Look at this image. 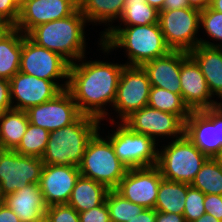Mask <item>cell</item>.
<instances>
[{
  "label": "cell",
  "instance_id": "6da1fadb",
  "mask_svg": "<svg viewBox=\"0 0 222 222\" xmlns=\"http://www.w3.org/2000/svg\"><path fill=\"white\" fill-rule=\"evenodd\" d=\"M69 66L68 87L79 112L103 121L109 116L104 105L113 106L118 82L125 64L103 61H82ZM104 108V109H103Z\"/></svg>",
  "mask_w": 222,
  "mask_h": 222
},
{
  "label": "cell",
  "instance_id": "7a4b0ae2",
  "mask_svg": "<svg viewBox=\"0 0 222 222\" xmlns=\"http://www.w3.org/2000/svg\"><path fill=\"white\" fill-rule=\"evenodd\" d=\"M99 45L104 52L124 48L128 66H142L145 62L172 51L167 45L159 23L150 25L108 27L102 31Z\"/></svg>",
  "mask_w": 222,
  "mask_h": 222
},
{
  "label": "cell",
  "instance_id": "3957f363",
  "mask_svg": "<svg viewBox=\"0 0 222 222\" xmlns=\"http://www.w3.org/2000/svg\"><path fill=\"white\" fill-rule=\"evenodd\" d=\"M86 23V18L78 8L66 18L32 28L26 36L38 46L60 54L72 64L74 60L85 58Z\"/></svg>",
  "mask_w": 222,
  "mask_h": 222
},
{
  "label": "cell",
  "instance_id": "277c9868",
  "mask_svg": "<svg viewBox=\"0 0 222 222\" xmlns=\"http://www.w3.org/2000/svg\"><path fill=\"white\" fill-rule=\"evenodd\" d=\"M100 120L81 115L74 123L51 131L42 155L45 165L79 166L88 141L100 129Z\"/></svg>",
  "mask_w": 222,
  "mask_h": 222
},
{
  "label": "cell",
  "instance_id": "5b68a950",
  "mask_svg": "<svg viewBox=\"0 0 222 222\" xmlns=\"http://www.w3.org/2000/svg\"><path fill=\"white\" fill-rule=\"evenodd\" d=\"M88 141L80 165V174L105 185L109 190L119 186L128 168L117 158L112 143L99 134Z\"/></svg>",
  "mask_w": 222,
  "mask_h": 222
},
{
  "label": "cell",
  "instance_id": "8992f818",
  "mask_svg": "<svg viewBox=\"0 0 222 222\" xmlns=\"http://www.w3.org/2000/svg\"><path fill=\"white\" fill-rule=\"evenodd\" d=\"M158 151L157 167L163 179L190 184L208 159L184 134Z\"/></svg>",
  "mask_w": 222,
  "mask_h": 222
},
{
  "label": "cell",
  "instance_id": "52a82bcc",
  "mask_svg": "<svg viewBox=\"0 0 222 222\" xmlns=\"http://www.w3.org/2000/svg\"><path fill=\"white\" fill-rule=\"evenodd\" d=\"M113 133L107 139L112 143L117 158L128 169L157 166L158 142L132 131L123 122H119Z\"/></svg>",
  "mask_w": 222,
  "mask_h": 222
},
{
  "label": "cell",
  "instance_id": "ba28073f",
  "mask_svg": "<svg viewBox=\"0 0 222 222\" xmlns=\"http://www.w3.org/2000/svg\"><path fill=\"white\" fill-rule=\"evenodd\" d=\"M200 10L187 7L159 11V25L171 50L190 52L198 45Z\"/></svg>",
  "mask_w": 222,
  "mask_h": 222
},
{
  "label": "cell",
  "instance_id": "9c48e42d",
  "mask_svg": "<svg viewBox=\"0 0 222 222\" xmlns=\"http://www.w3.org/2000/svg\"><path fill=\"white\" fill-rule=\"evenodd\" d=\"M184 134L208 158L222 151V104L191 111L185 121Z\"/></svg>",
  "mask_w": 222,
  "mask_h": 222
},
{
  "label": "cell",
  "instance_id": "30bf717a",
  "mask_svg": "<svg viewBox=\"0 0 222 222\" xmlns=\"http://www.w3.org/2000/svg\"><path fill=\"white\" fill-rule=\"evenodd\" d=\"M43 166L41 158L20 155L15 150L0 149L1 198L30 183L39 184Z\"/></svg>",
  "mask_w": 222,
  "mask_h": 222
},
{
  "label": "cell",
  "instance_id": "8fae6325",
  "mask_svg": "<svg viewBox=\"0 0 222 222\" xmlns=\"http://www.w3.org/2000/svg\"><path fill=\"white\" fill-rule=\"evenodd\" d=\"M151 84L142 66L125 65L121 72L113 108L123 122L133 112L148 105Z\"/></svg>",
  "mask_w": 222,
  "mask_h": 222
},
{
  "label": "cell",
  "instance_id": "7c38bea8",
  "mask_svg": "<svg viewBox=\"0 0 222 222\" xmlns=\"http://www.w3.org/2000/svg\"><path fill=\"white\" fill-rule=\"evenodd\" d=\"M69 66L60 54L38 46L26 35L23 37L20 72L54 82L65 78L68 82Z\"/></svg>",
  "mask_w": 222,
  "mask_h": 222
},
{
  "label": "cell",
  "instance_id": "4fadbf2b",
  "mask_svg": "<svg viewBox=\"0 0 222 222\" xmlns=\"http://www.w3.org/2000/svg\"><path fill=\"white\" fill-rule=\"evenodd\" d=\"M9 82L12 109L23 111L53 99L68 87V82L66 81L64 82L65 84L59 85L58 81L44 80L20 71Z\"/></svg>",
  "mask_w": 222,
  "mask_h": 222
},
{
  "label": "cell",
  "instance_id": "5bb4252c",
  "mask_svg": "<svg viewBox=\"0 0 222 222\" xmlns=\"http://www.w3.org/2000/svg\"><path fill=\"white\" fill-rule=\"evenodd\" d=\"M26 113L29 123L49 132L71 125L82 115L67 89L53 99L29 108Z\"/></svg>",
  "mask_w": 222,
  "mask_h": 222
},
{
  "label": "cell",
  "instance_id": "9a60e30c",
  "mask_svg": "<svg viewBox=\"0 0 222 222\" xmlns=\"http://www.w3.org/2000/svg\"><path fill=\"white\" fill-rule=\"evenodd\" d=\"M123 123L132 131L146 135L155 142L158 136L179 139L184 135L185 129V123L177 115L148 105L133 112Z\"/></svg>",
  "mask_w": 222,
  "mask_h": 222
},
{
  "label": "cell",
  "instance_id": "2e32d148",
  "mask_svg": "<svg viewBox=\"0 0 222 222\" xmlns=\"http://www.w3.org/2000/svg\"><path fill=\"white\" fill-rule=\"evenodd\" d=\"M162 179L157 166L128 169L115 190L132 203L154 209Z\"/></svg>",
  "mask_w": 222,
  "mask_h": 222
},
{
  "label": "cell",
  "instance_id": "e0dca14e",
  "mask_svg": "<svg viewBox=\"0 0 222 222\" xmlns=\"http://www.w3.org/2000/svg\"><path fill=\"white\" fill-rule=\"evenodd\" d=\"M181 97L190 111H201L221 104L214 101L204 75L188 52L181 51Z\"/></svg>",
  "mask_w": 222,
  "mask_h": 222
},
{
  "label": "cell",
  "instance_id": "ac0fdd59",
  "mask_svg": "<svg viewBox=\"0 0 222 222\" xmlns=\"http://www.w3.org/2000/svg\"><path fill=\"white\" fill-rule=\"evenodd\" d=\"M78 8V0H27L14 27L26 35L32 28L66 18Z\"/></svg>",
  "mask_w": 222,
  "mask_h": 222
},
{
  "label": "cell",
  "instance_id": "d6986e66",
  "mask_svg": "<svg viewBox=\"0 0 222 222\" xmlns=\"http://www.w3.org/2000/svg\"><path fill=\"white\" fill-rule=\"evenodd\" d=\"M78 166H43L39 186L47 206L67 204L80 176Z\"/></svg>",
  "mask_w": 222,
  "mask_h": 222
},
{
  "label": "cell",
  "instance_id": "ffe728a7",
  "mask_svg": "<svg viewBox=\"0 0 222 222\" xmlns=\"http://www.w3.org/2000/svg\"><path fill=\"white\" fill-rule=\"evenodd\" d=\"M142 68L146 71L151 86L181 94V51L172 50L164 56L145 62Z\"/></svg>",
  "mask_w": 222,
  "mask_h": 222
},
{
  "label": "cell",
  "instance_id": "44dd1931",
  "mask_svg": "<svg viewBox=\"0 0 222 222\" xmlns=\"http://www.w3.org/2000/svg\"><path fill=\"white\" fill-rule=\"evenodd\" d=\"M189 55L199 65L210 93L222 99V44L215 45L200 38V45L191 50Z\"/></svg>",
  "mask_w": 222,
  "mask_h": 222
},
{
  "label": "cell",
  "instance_id": "7402d4cb",
  "mask_svg": "<svg viewBox=\"0 0 222 222\" xmlns=\"http://www.w3.org/2000/svg\"><path fill=\"white\" fill-rule=\"evenodd\" d=\"M2 201L19 217L21 222L35 221L46 213L48 207L39 184L30 183L6 195Z\"/></svg>",
  "mask_w": 222,
  "mask_h": 222
},
{
  "label": "cell",
  "instance_id": "603a6c76",
  "mask_svg": "<svg viewBox=\"0 0 222 222\" xmlns=\"http://www.w3.org/2000/svg\"><path fill=\"white\" fill-rule=\"evenodd\" d=\"M25 34L13 27L0 33V78L10 80L20 69L22 41Z\"/></svg>",
  "mask_w": 222,
  "mask_h": 222
},
{
  "label": "cell",
  "instance_id": "cb8c5ba5",
  "mask_svg": "<svg viewBox=\"0 0 222 222\" xmlns=\"http://www.w3.org/2000/svg\"><path fill=\"white\" fill-rule=\"evenodd\" d=\"M109 189L90 178L79 176L68 201L78 213L102 205Z\"/></svg>",
  "mask_w": 222,
  "mask_h": 222
},
{
  "label": "cell",
  "instance_id": "d4e9b609",
  "mask_svg": "<svg viewBox=\"0 0 222 222\" xmlns=\"http://www.w3.org/2000/svg\"><path fill=\"white\" fill-rule=\"evenodd\" d=\"M29 125L26 111L10 109L0 113V149L15 150Z\"/></svg>",
  "mask_w": 222,
  "mask_h": 222
},
{
  "label": "cell",
  "instance_id": "484cf974",
  "mask_svg": "<svg viewBox=\"0 0 222 222\" xmlns=\"http://www.w3.org/2000/svg\"><path fill=\"white\" fill-rule=\"evenodd\" d=\"M187 196V183L162 179L158 189L156 211L183 214Z\"/></svg>",
  "mask_w": 222,
  "mask_h": 222
},
{
  "label": "cell",
  "instance_id": "4316f807",
  "mask_svg": "<svg viewBox=\"0 0 222 222\" xmlns=\"http://www.w3.org/2000/svg\"><path fill=\"white\" fill-rule=\"evenodd\" d=\"M78 3L87 22L110 25L112 21L119 20L125 0H78Z\"/></svg>",
  "mask_w": 222,
  "mask_h": 222
},
{
  "label": "cell",
  "instance_id": "83f0119b",
  "mask_svg": "<svg viewBox=\"0 0 222 222\" xmlns=\"http://www.w3.org/2000/svg\"><path fill=\"white\" fill-rule=\"evenodd\" d=\"M148 106L163 112L177 115L184 123L190 114L181 94H175L160 87L150 88Z\"/></svg>",
  "mask_w": 222,
  "mask_h": 222
},
{
  "label": "cell",
  "instance_id": "f1b7e54d",
  "mask_svg": "<svg viewBox=\"0 0 222 222\" xmlns=\"http://www.w3.org/2000/svg\"><path fill=\"white\" fill-rule=\"evenodd\" d=\"M119 20L125 26L156 24L159 23V11L145 0H125Z\"/></svg>",
  "mask_w": 222,
  "mask_h": 222
},
{
  "label": "cell",
  "instance_id": "f546056e",
  "mask_svg": "<svg viewBox=\"0 0 222 222\" xmlns=\"http://www.w3.org/2000/svg\"><path fill=\"white\" fill-rule=\"evenodd\" d=\"M191 186L204 194L222 195V170L214 158H208Z\"/></svg>",
  "mask_w": 222,
  "mask_h": 222
},
{
  "label": "cell",
  "instance_id": "4dcf8cb0",
  "mask_svg": "<svg viewBox=\"0 0 222 222\" xmlns=\"http://www.w3.org/2000/svg\"><path fill=\"white\" fill-rule=\"evenodd\" d=\"M49 134L50 132L48 130L29 123L15 151L20 155L42 158L47 146Z\"/></svg>",
  "mask_w": 222,
  "mask_h": 222
},
{
  "label": "cell",
  "instance_id": "1f68e13d",
  "mask_svg": "<svg viewBox=\"0 0 222 222\" xmlns=\"http://www.w3.org/2000/svg\"><path fill=\"white\" fill-rule=\"evenodd\" d=\"M105 201L111 222H128L144 209L141 205L125 199L115 189L108 191Z\"/></svg>",
  "mask_w": 222,
  "mask_h": 222
},
{
  "label": "cell",
  "instance_id": "d6a6232c",
  "mask_svg": "<svg viewBox=\"0 0 222 222\" xmlns=\"http://www.w3.org/2000/svg\"><path fill=\"white\" fill-rule=\"evenodd\" d=\"M204 199L205 194L202 191L187 184V196L183 212L186 222H192L206 213Z\"/></svg>",
  "mask_w": 222,
  "mask_h": 222
},
{
  "label": "cell",
  "instance_id": "836d02e7",
  "mask_svg": "<svg viewBox=\"0 0 222 222\" xmlns=\"http://www.w3.org/2000/svg\"><path fill=\"white\" fill-rule=\"evenodd\" d=\"M199 25L213 40L222 41V12L215 11L210 6L205 8L200 12Z\"/></svg>",
  "mask_w": 222,
  "mask_h": 222
},
{
  "label": "cell",
  "instance_id": "e575fe53",
  "mask_svg": "<svg viewBox=\"0 0 222 222\" xmlns=\"http://www.w3.org/2000/svg\"><path fill=\"white\" fill-rule=\"evenodd\" d=\"M46 214L51 222H80L79 213L68 204L50 205Z\"/></svg>",
  "mask_w": 222,
  "mask_h": 222
},
{
  "label": "cell",
  "instance_id": "d590c367",
  "mask_svg": "<svg viewBox=\"0 0 222 222\" xmlns=\"http://www.w3.org/2000/svg\"><path fill=\"white\" fill-rule=\"evenodd\" d=\"M80 222H111L106 201L99 206L79 213Z\"/></svg>",
  "mask_w": 222,
  "mask_h": 222
},
{
  "label": "cell",
  "instance_id": "8d00e7d4",
  "mask_svg": "<svg viewBox=\"0 0 222 222\" xmlns=\"http://www.w3.org/2000/svg\"><path fill=\"white\" fill-rule=\"evenodd\" d=\"M204 209L207 214L222 222V195L205 194Z\"/></svg>",
  "mask_w": 222,
  "mask_h": 222
},
{
  "label": "cell",
  "instance_id": "74e56055",
  "mask_svg": "<svg viewBox=\"0 0 222 222\" xmlns=\"http://www.w3.org/2000/svg\"><path fill=\"white\" fill-rule=\"evenodd\" d=\"M20 8L13 0H0V13L13 25L19 17Z\"/></svg>",
  "mask_w": 222,
  "mask_h": 222
},
{
  "label": "cell",
  "instance_id": "f35d334b",
  "mask_svg": "<svg viewBox=\"0 0 222 222\" xmlns=\"http://www.w3.org/2000/svg\"><path fill=\"white\" fill-rule=\"evenodd\" d=\"M12 109L10 98V82L0 78V113Z\"/></svg>",
  "mask_w": 222,
  "mask_h": 222
},
{
  "label": "cell",
  "instance_id": "ab89813d",
  "mask_svg": "<svg viewBox=\"0 0 222 222\" xmlns=\"http://www.w3.org/2000/svg\"><path fill=\"white\" fill-rule=\"evenodd\" d=\"M0 222H21L19 217L3 202H0Z\"/></svg>",
  "mask_w": 222,
  "mask_h": 222
},
{
  "label": "cell",
  "instance_id": "60d3db41",
  "mask_svg": "<svg viewBox=\"0 0 222 222\" xmlns=\"http://www.w3.org/2000/svg\"><path fill=\"white\" fill-rule=\"evenodd\" d=\"M128 222H156V210L144 208L138 215Z\"/></svg>",
  "mask_w": 222,
  "mask_h": 222
},
{
  "label": "cell",
  "instance_id": "b9f144b4",
  "mask_svg": "<svg viewBox=\"0 0 222 222\" xmlns=\"http://www.w3.org/2000/svg\"><path fill=\"white\" fill-rule=\"evenodd\" d=\"M156 222H186L183 214L156 211Z\"/></svg>",
  "mask_w": 222,
  "mask_h": 222
},
{
  "label": "cell",
  "instance_id": "7bdbcfd3",
  "mask_svg": "<svg viewBox=\"0 0 222 222\" xmlns=\"http://www.w3.org/2000/svg\"><path fill=\"white\" fill-rule=\"evenodd\" d=\"M190 7L187 0H165L163 10H175Z\"/></svg>",
  "mask_w": 222,
  "mask_h": 222
},
{
  "label": "cell",
  "instance_id": "ee69618b",
  "mask_svg": "<svg viewBox=\"0 0 222 222\" xmlns=\"http://www.w3.org/2000/svg\"><path fill=\"white\" fill-rule=\"evenodd\" d=\"M187 2L191 8H195L200 11L211 5V0H187Z\"/></svg>",
  "mask_w": 222,
  "mask_h": 222
},
{
  "label": "cell",
  "instance_id": "f6af8a7d",
  "mask_svg": "<svg viewBox=\"0 0 222 222\" xmlns=\"http://www.w3.org/2000/svg\"><path fill=\"white\" fill-rule=\"evenodd\" d=\"M14 26L0 13V33L9 31Z\"/></svg>",
  "mask_w": 222,
  "mask_h": 222
},
{
  "label": "cell",
  "instance_id": "bcb514c9",
  "mask_svg": "<svg viewBox=\"0 0 222 222\" xmlns=\"http://www.w3.org/2000/svg\"><path fill=\"white\" fill-rule=\"evenodd\" d=\"M192 222H221V221L216 219L214 216L205 213L200 218H198Z\"/></svg>",
  "mask_w": 222,
  "mask_h": 222
},
{
  "label": "cell",
  "instance_id": "7dc6e473",
  "mask_svg": "<svg viewBox=\"0 0 222 222\" xmlns=\"http://www.w3.org/2000/svg\"><path fill=\"white\" fill-rule=\"evenodd\" d=\"M147 4L150 6L156 8L158 11L163 10V4L165 0H145Z\"/></svg>",
  "mask_w": 222,
  "mask_h": 222
},
{
  "label": "cell",
  "instance_id": "c3c4849f",
  "mask_svg": "<svg viewBox=\"0 0 222 222\" xmlns=\"http://www.w3.org/2000/svg\"><path fill=\"white\" fill-rule=\"evenodd\" d=\"M210 7L215 11L222 12V0H211Z\"/></svg>",
  "mask_w": 222,
  "mask_h": 222
},
{
  "label": "cell",
  "instance_id": "681fc988",
  "mask_svg": "<svg viewBox=\"0 0 222 222\" xmlns=\"http://www.w3.org/2000/svg\"><path fill=\"white\" fill-rule=\"evenodd\" d=\"M33 222H51V219L48 217V215L45 213L40 218L36 219Z\"/></svg>",
  "mask_w": 222,
  "mask_h": 222
},
{
  "label": "cell",
  "instance_id": "f907efd6",
  "mask_svg": "<svg viewBox=\"0 0 222 222\" xmlns=\"http://www.w3.org/2000/svg\"><path fill=\"white\" fill-rule=\"evenodd\" d=\"M214 160L218 163L222 170V151L219 152L215 157Z\"/></svg>",
  "mask_w": 222,
  "mask_h": 222
},
{
  "label": "cell",
  "instance_id": "816d5d0a",
  "mask_svg": "<svg viewBox=\"0 0 222 222\" xmlns=\"http://www.w3.org/2000/svg\"><path fill=\"white\" fill-rule=\"evenodd\" d=\"M13 1L20 8L27 0H13Z\"/></svg>",
  "mask_w": 222,
  "mask_h": 222
}]
</instances>
